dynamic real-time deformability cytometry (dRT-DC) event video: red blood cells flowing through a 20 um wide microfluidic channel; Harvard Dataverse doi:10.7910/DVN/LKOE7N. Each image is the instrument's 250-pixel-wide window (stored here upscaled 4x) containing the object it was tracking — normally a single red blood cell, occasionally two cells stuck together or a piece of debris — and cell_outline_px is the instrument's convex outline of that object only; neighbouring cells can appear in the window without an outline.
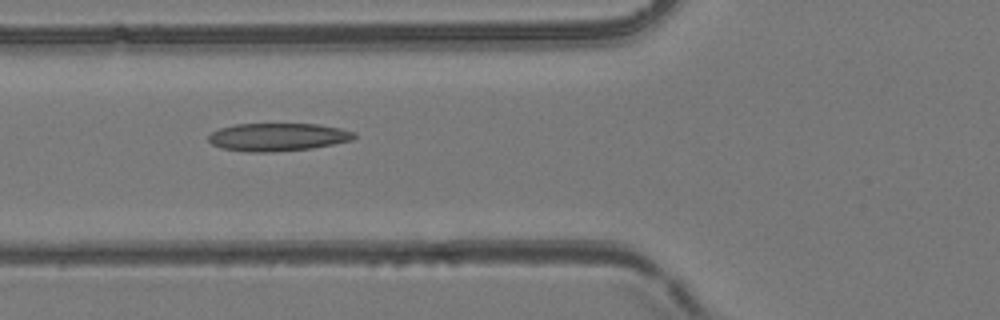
{"species": "common noctule bat (a hibernating species)", "species_latin": "Nyctalus noctula", "temperature_condition": "room temperature", "stored_images_in_passage": 54, "camera_frame_rate_fps": 3000, "um_per_image_px": 0.085, "animal": {"sex": "female", "body_mass_g": 24.6, "forearm_length_mm": 56.2}, "frame": {"image": 1, "passage_image": 21, "time_ms": 6.667, "image_size_px": [1000, 320], "cell_outline_px": [[356, 136], [352, 140], [312, 148], [272, 152], [248, 152], [224, 148], [212, 144], [208, 140], [208, 136], [212, 132], [220, 128], [236, 124], [320, 124], [340, 128], [356, 132]], "centroid_in_image_um": [23.63, 11.64], "position_along_channel_um": 102.2, "area_um2": 23.64}}
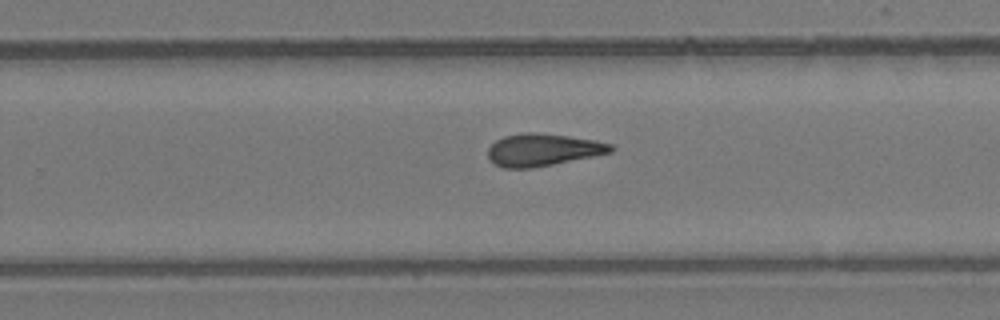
{"frame": {"image": 2, "passage_image": 35, "time_ms": 11.333, "image_size_px": [1000, 320], "cell_outline_px": [[616, 148], [612, 152], [532, 168], [504, 168], [496, 164], [488, 156], [488, 148], [496, 140], [504, 136], [524, 132], [536, 132], [568, 136], [596, 140], [612, 144]], "centroid_in_image_um": [46.16, 12.72], "position_along_channel_um": 283.6, "area_um2": 23.0}}
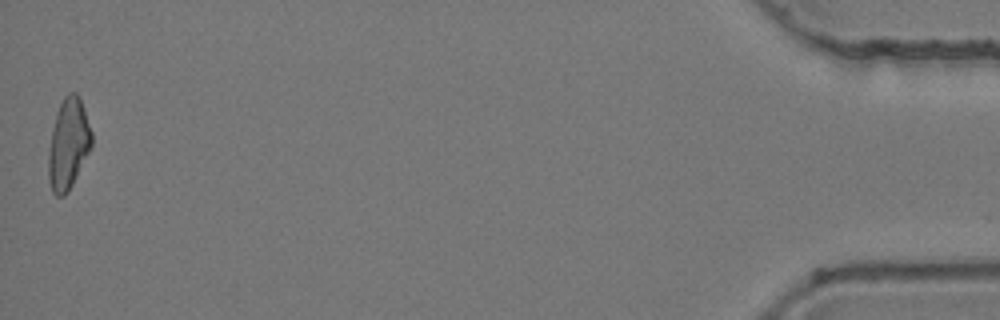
{"frame": {"image": 3, "passage_image": 54, "time_ms": 17.667, "image_size_px": [1000, 320], "cell_outline_px": [[92, 148], [68, 192], [64, 196], [56, 196], [52, 192], [48, 180], [48, 156], [52, 128], [56, 112], [64, 96], [68, 92], [76, 92], [80, 96], [92, 132]], "centroid_in_image_um": [5.81, 12.23], "position_along_channel_um": 429.4, "area_um2": 23.18}, "authors_computed_cell_mechanics": {"area_um2": 23.2356, "velocity_mm_per_s": 3.8947, "shape_relaxation_time_tau1_ms": null, "shape_relaxation_time_tau2_ms": 10.8821, "deformation_change_tau1": null, "deformation_change_tau2": 0.2541}}